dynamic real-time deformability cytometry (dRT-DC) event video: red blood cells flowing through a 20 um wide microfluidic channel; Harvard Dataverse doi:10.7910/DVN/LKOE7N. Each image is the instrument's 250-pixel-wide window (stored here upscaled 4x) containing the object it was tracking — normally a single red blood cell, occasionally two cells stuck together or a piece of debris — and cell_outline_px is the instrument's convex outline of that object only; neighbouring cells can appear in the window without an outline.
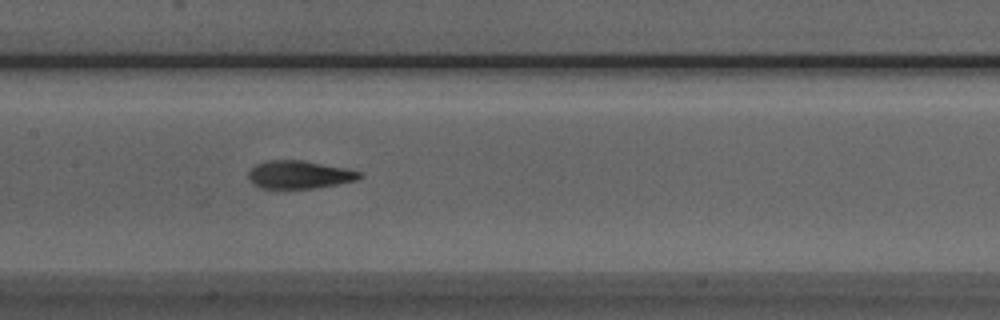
{"species": "Egyptian fruit bat (a non-hibernating species)", "species_latin": "Rousettus aegyptiacus", "temperature_condition": "room temperature", "stored_images_in_passage": 41, "camera_frame_rate_fps": 3000, "um_per_image_px": 0.085, "animal": {"sex": "male"}, "frame": {"image": 1, "passage_image": 14, "time_ms": 4.333, "image_size_px": [1000, 320], "cell_outline_px": [[364, 176], [360, 180], [312, 188], [260, 188], [252, 184], [248, 180], [248, 172], [256, 164], [268, 160], [304, 160], [348, 168], [364, 172]], "centroid_in_image_um": [25.49, 14.83], "position_along_channel_um": 181.9, "area_um2": 18.44}}
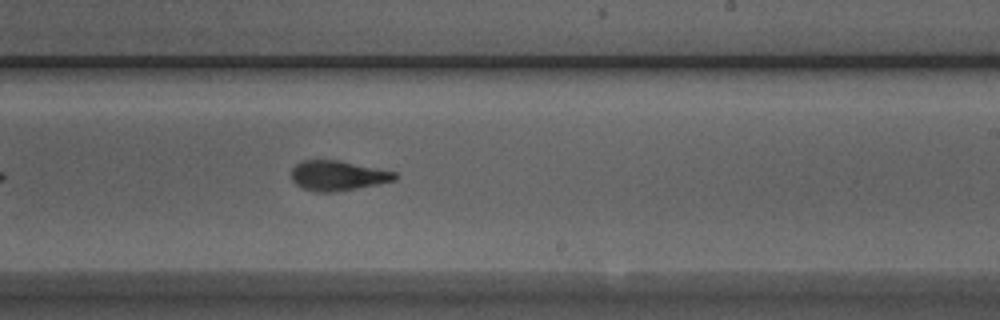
{"frame": {"image": 2, "passage_image": 20, "time_ms": 6.333, "image_size_px": [1000, 320], "cell_outline_px": [[400, 176], [396, 180], [380, 184], [332, 192], [316, 192], [304, 188], [296, 184], [292, 180], [292, 168], [300, 160], [340, 160], [396, 172]], "centroid_in_image_um": [28.74, 14.92], "position_along_channel_um": 260.3, "area_um2": 18.15}}
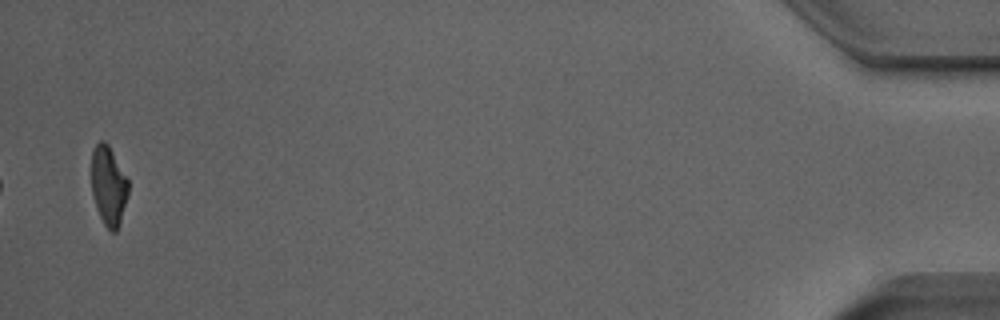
{"frame": {"image": 3, "passage_image": 40, "time_ms": 13.0, "image_size_px": [1000, 320], "cell_outline_px": [[128, 196], [120, 224], [116, 232], [112, 232], [104, 224], [96, 208], [92, 196], [92, 152], [96, 144], [100, 140], [104, 140], [108, 144], [128, 180]], "centroid_in_image_um": [9.23, 15.81], "position_along_channel_um": 426.0, "area_um2": 16.99}, "authors_computed_cell_mechanics": {"area_um2": 18.2648, "velocity_mm_per_s": 3.9277, "shape_relaxation_time_tau1_ms": 3.7078, "shape_relaxation_time_tau2_ms": 1.7043, "deformation_change_tau1": 0.1675, "deformation_change_tau2": 0.092}}